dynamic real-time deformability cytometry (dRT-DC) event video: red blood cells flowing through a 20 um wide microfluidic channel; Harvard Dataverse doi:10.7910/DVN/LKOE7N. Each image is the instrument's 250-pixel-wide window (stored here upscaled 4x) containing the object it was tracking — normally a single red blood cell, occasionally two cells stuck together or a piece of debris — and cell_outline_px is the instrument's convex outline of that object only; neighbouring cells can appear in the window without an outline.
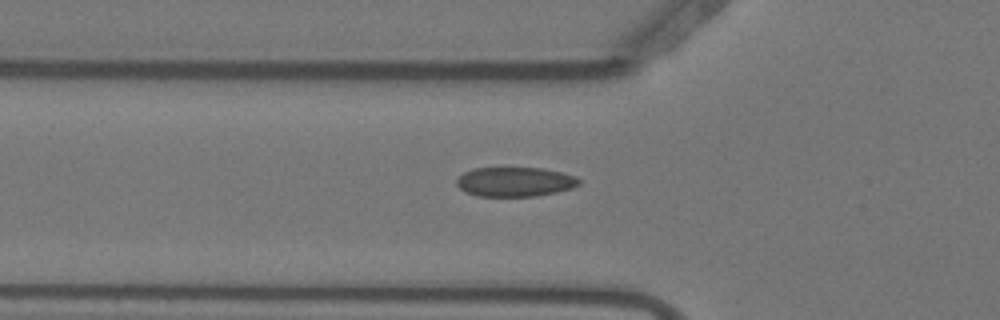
{"species": "Egyptian fruit bat (a non-hibernating species)", "species_latin": "Rousettus aegyptiacus", "temperature_condition": "warm", "stored_images_in_passage": 5, "camera_frame_rate_fps": 3000, "um_per_image_px": 0.085, "animal": {"sex": "female"}, "frame": {"image": 1, "passage_image": 5, "time_ms": 1.333, "image_size_px": [1000, 320], "cell_outline_px": [[580, 184], [572, 188], [556, 192], [536, 196], [476, 196], [460, 188], [456, 184], [456, 180], [464, 172], [472, 168], [544, 168], [576, 176], [580, 180]], "centroid_in_image_um": [43.78, 15.45], "position_along_channel_um": 82.0, "area_um2": 20.98}}